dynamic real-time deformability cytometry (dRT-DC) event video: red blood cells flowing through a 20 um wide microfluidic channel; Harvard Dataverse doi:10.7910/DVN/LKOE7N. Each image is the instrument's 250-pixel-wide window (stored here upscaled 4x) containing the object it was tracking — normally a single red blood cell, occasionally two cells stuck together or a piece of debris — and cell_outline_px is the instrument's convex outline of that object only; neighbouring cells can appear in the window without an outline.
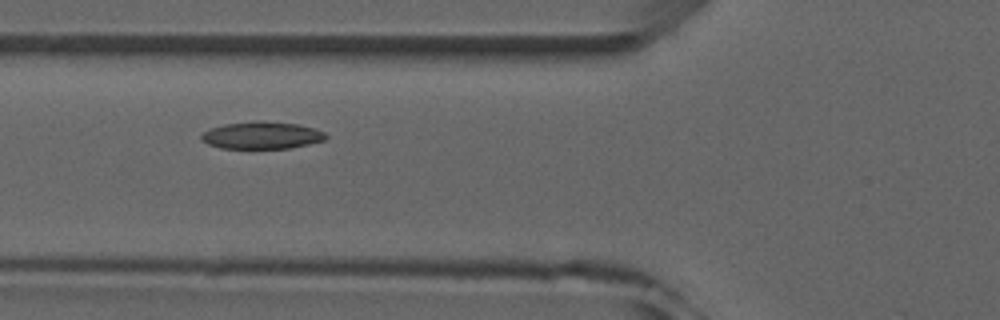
{"species": "common noctule bat (a hibernating species)", "species_latin": "Nyctalus noctula", "temperature_condition": "room temperature", "stored_images_in_passage": 4, "camera_frame_rate_fps": 3000, "um_per_image_px": 0.085, "animal": {"sex": "male", "forearm_length_mm": 52.5}, "frame": {"image": 1, "passage_image": 3, "time_ms": 2.0, "image_size_px": [1000, 320], "cell_outline_px": [[328, 136], [324, 140], [308, 144], [288, 148], [220, 148], [208, 144], [200, 140], [200, 136], [204, 132], [212, 128], [224, 124], [260, 120], [296, 124], [312, 128], [324, 132]], "centroid_in_image_um": [22.22, 11.5], "position_along_channel_um": 103.6, "area_um2": 19.59}}
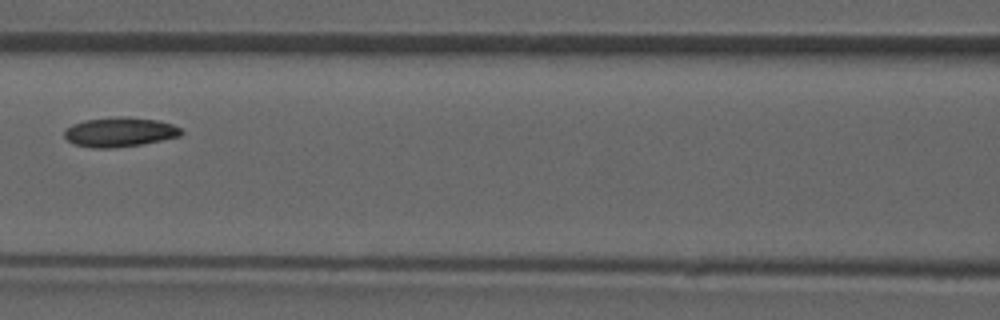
{"frame": {"image": 2, "passage_image": 4, "time_ms": 3.333, "image_size_px": [1000, 320], "cell_outline_px": [[184, 132], [180, 136], [140, 144], [112, 148], [92, 148], [72, 144], [64, 136], [64, 128], [72, 124], [84, 120], [116, 116], [128, 116], [160, 120], [172, 124], [180, 128]], "centroid_in_image_um": [10.14, 11.21], "position_along_channel_um": 156.5, "area_um2": 20.35}}